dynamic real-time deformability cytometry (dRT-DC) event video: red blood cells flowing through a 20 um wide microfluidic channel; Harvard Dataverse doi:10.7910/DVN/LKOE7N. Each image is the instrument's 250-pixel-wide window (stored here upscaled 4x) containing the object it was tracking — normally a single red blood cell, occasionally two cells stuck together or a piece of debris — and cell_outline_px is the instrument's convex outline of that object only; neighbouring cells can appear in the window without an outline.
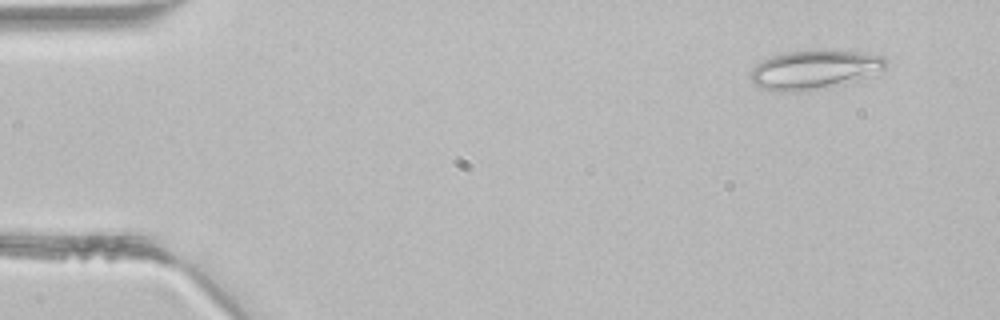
{"species": "common noctule bat (a hibernating species)", "species_latin": "Nyctalus noctula", "temperature_condition": "room temperature", "stored_images_in_passage": 3, "camera_frame_rate_fps": 3000, "um_per_image_px": 0.085, "animal": {"sex": "male", "body_mass_g": 21.5, "forearm_length_mm": 52.0}, "frame": {"image": 1, "passage_image": 1, "time_ms": 0.0, "image_size_px": [1000, 320], "cell_outline_px": [[888, 64], [884, 68], [864, 76], [792, 92], [780, 92], [760, 88], [752, 84], [748, 76], [752, 68], [756, 64], [772, 56], [788, 52], [816, 48], [820, 48], [856, 52], [884, 56]], "centroid_in_image_um": [69.09, 5.86], "position_along_channel_um": 15.9, "area_um2": 29.94}}